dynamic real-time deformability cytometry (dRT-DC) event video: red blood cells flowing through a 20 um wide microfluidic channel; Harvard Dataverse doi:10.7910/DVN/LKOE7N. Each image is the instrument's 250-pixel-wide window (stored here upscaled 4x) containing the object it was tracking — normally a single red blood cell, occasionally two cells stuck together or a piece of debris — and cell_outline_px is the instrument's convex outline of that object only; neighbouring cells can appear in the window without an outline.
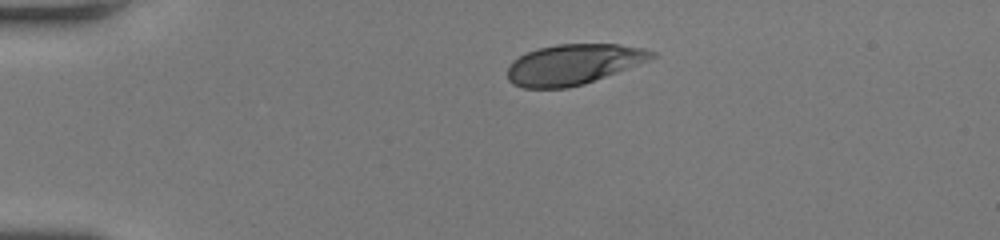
{"species": "human", "species_latin": "Homo sapiens", "temperature_condition": "room temperature", "stored_images_in_passage": 39, "camera_frame_rate_fps": 3000, "um_per_image_px": 0.085, "donor": {"sex": "female"}, "frame": {"image": 1, "passage_image": 1, "time_ms": 0.0, "image_size_px": [1000, 240], "cell_outline_px": [[656, 56], [648, 60], [584, 84], [568, 88], [524, 88], [512, 84], [508, 80], [508, 68], [512, 60], [536, 48], [556, 44], [616, 44], [644, 48], [656, 52]], "centroid_in_image_um": [48.7, 5.47], "position_along_channel_um": 36.3, "area_um2": 33.81}}
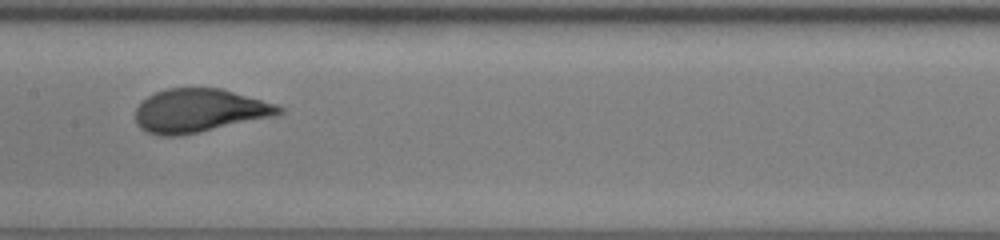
{"frame": {"image": 2, "passage_image": 16, "time_ms": 5.0, "image_size_px": [1000, 240], "cell_outline_px": [[284, 112], [276, 116], [180, 136], [160, 136], [148, 132], [140, 128], [136, 124], [136, 108], [148, 96], [156, 92], [168, 88], [220, 88], [276, 104], [284, 108]], "centroid_in_image_um": [16.95, 9.41], "position_along_channel_um": 190.5, "area_um2": 36.3}}
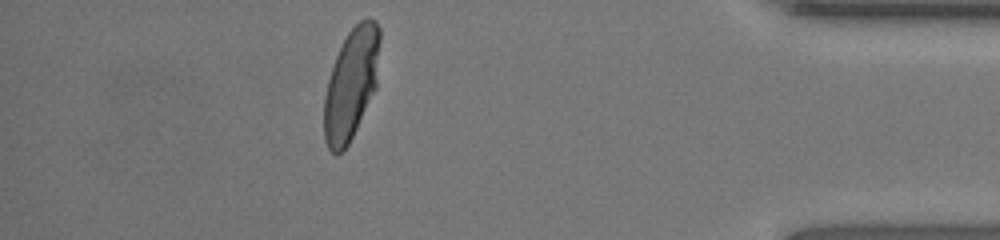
{"frame": {"image": 3, "passage_image": 34, "time_ms": 11.0, "image_size_px": [1000, 240], "cell_outline_px": [[380, 40], [376, 88], [348, 144], [336, 156], [328, 148], [324, 140], [324, 96], [328, 80], [336, 56], [348, 32], [360, 20], [368, 16], [376, 20], [380, 28]], "centroid_in_image_um": [29.85, 7.1], "position_along_channel_um": 405.3, "area_um2": 35.95}, "authors_computed_cell_mechanics": {"area_um2": 36.2984, "velocity_mm_per_s": 4.2402, "shape_relaxation_time_tau1_ms": 3.0815, "shape_relaxation_time_tau2_ms": null, "deformation_change_tau1": 0.1852, "deformation_change_tau2": null}}